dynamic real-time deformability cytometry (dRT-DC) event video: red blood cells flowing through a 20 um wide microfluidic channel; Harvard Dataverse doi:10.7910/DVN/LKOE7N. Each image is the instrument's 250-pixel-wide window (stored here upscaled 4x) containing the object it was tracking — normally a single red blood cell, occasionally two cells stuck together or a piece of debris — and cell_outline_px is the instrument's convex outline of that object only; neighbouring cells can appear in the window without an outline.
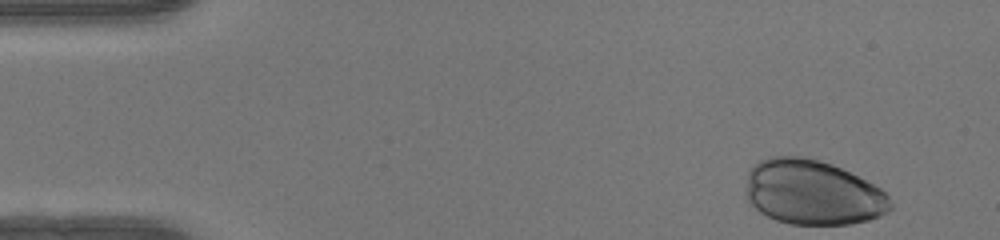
{"species": "human", "species_latin": "Homo sapiens", "temperature_condition": "warm", "stored_images_in_passage": 37, "camera_frame_rate_fps": 3000, "um_per_image_px": 0.085, "donor": {"sex": "female"}, "frame": {"image": 1, "passage_image": 1, "time_ms": 0.0, "image_size_px": [1000, 240], "cell_outline_px": [[892, 208], [888, 212], [880, 216], [868, 220], [852, 224], [792, 224], [776, 220], [760, 212], [748, 200], [748, 172], [760, 160], [772, 156], [804, 156], [832, 164], [880, 188], [888, 196], [892, 204]], "centroid_in_image_um": [69.1, 16.37], "position_along_channel_um": 15.9, "area_um2": 54.16}}
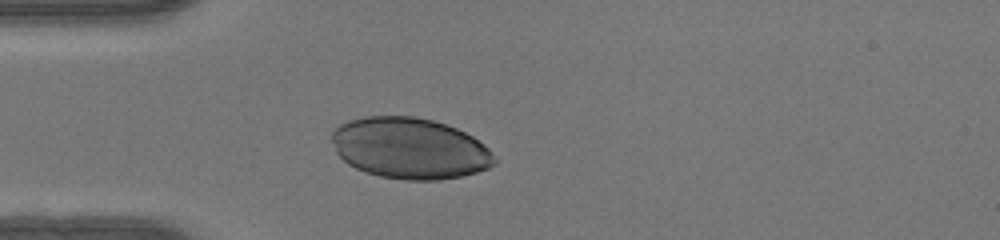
{"frame": {"image": 2, "passage_image": 11, "time_ms": 3.333, "image_size_px": [1000, 240], "cell_outline_px": [[496, 164], [488, 168], [476, 172], [460, 176], [436, 180], [404, 180], [380, 176], [356, 168], [348, 164], [336, 152], [332, 140], [332, 132], [340, 124], [348, 120], [364, 116], [416, 116], [432, 120], [456, 128], [472, 136], [484, 144], [488, 148], [496, 160]], "centroid_in_image_um": [34.83, 12.6], "position_along_channel_um": 50.2, "area_um2": 57.8}}
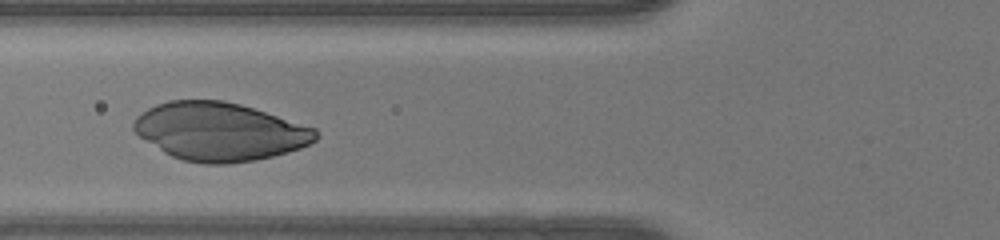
{"frame": {"image": 3, "passage_image": 16, "time_ms": 5.0, "image_size_px": [1000, 240], "cell_outline_px": [[320, 136], [316, 140], [300, 148], [272, 156], [256, 160], [228, 164], [204, 164], [184, 160], [172, 156], [164, 152], [140, 136], [132, 128], [132, 124], [136, 116], [148, 108], [156, 104], [168, 100], [220, 100], [240, 104], [316, 128]], "centroid_in_image_um": [18.66, 11.18], "position_along_channel_um": 107.1, "area_um2": 61.5}}